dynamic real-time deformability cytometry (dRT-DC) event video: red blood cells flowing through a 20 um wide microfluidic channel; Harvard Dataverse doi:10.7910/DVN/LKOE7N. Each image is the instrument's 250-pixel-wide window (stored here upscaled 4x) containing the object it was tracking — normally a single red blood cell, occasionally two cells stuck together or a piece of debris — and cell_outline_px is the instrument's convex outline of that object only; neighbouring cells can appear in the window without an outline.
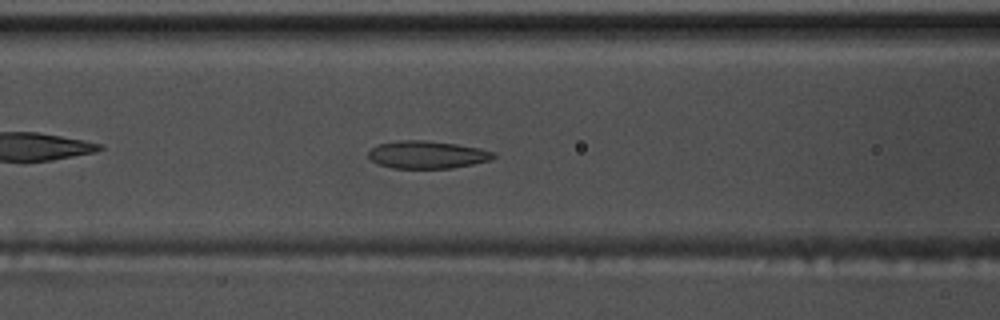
{"species": "common noctule bat (a hibernating species)", "species_latin": "Nyctalus noctula", "temperature_condition": "warm", "stored_images_in_passage": 42, "camera_frame_rate_fps": 3000, "um_per_image_px": 0.085, "animal": {"sex": "male", "body_mass_g": 17.5, "forearm_length_mm": 52.3}, "frame": {"image": 1, "passage_image": 10, "time_ms": 3.0, "image_size_px": [1000, 320], "cell_outline_px": [[496, 156], [488, 160], [472, 164], [452, 168], [392, 168], [380, 164], [372, 160], [368, 156], [368, 152], [376, 144], [396, 140], [424, 140], [456, 144], [480, 148], [496, 152]], "centroid_in_image_um": [36.3, 13.14], "position_along_channel_um": 130.3, "area_um2": 20.11}}
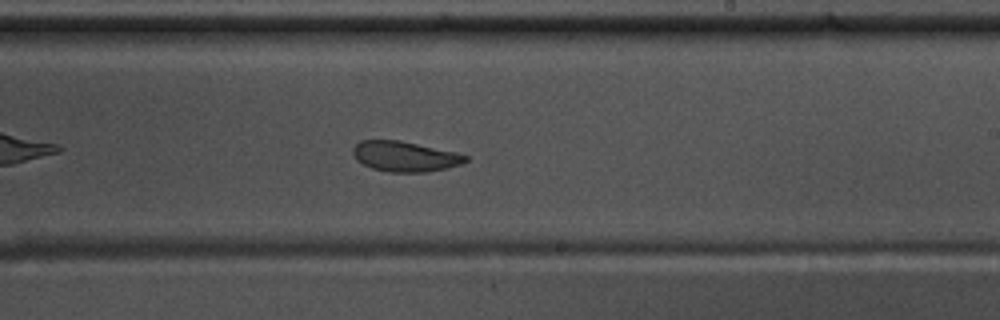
{"frame": {"image": 2, "passage_image": 20, "time_ms": 6.333, "image_size_px": [1000, 320], "cell_outline_px": [[468, 160], [460, 164], [448, 168], [428, 172], [388, 172], [372, 168], [356, 160], [352, 152], [352, 148], [360, 140], [400, 140], [456, 152], [468, 156]], "centroid_in_image_um": [34.41, 13.29], "position_along_channel_um": 254.6, "area_um2": 19.94}}
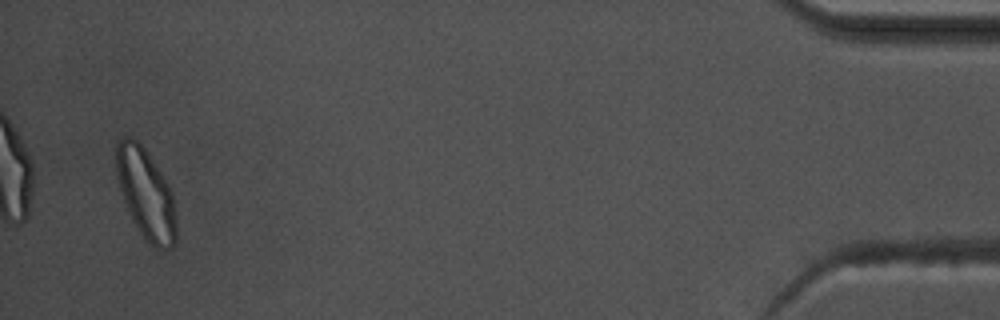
{"frame": {"image": 3, "passage_image": 40, "time_ms": 13.0, "image_size_px": [1000, 320], "cell_outline_px": [[176, 244], [172, 248], [152, 248], [144, 240], [132, 220], [128, 212], [120, 192], [116, 176], [116, 140], [124, 136], [128, 136], [136, 140], [144, 148], [168, 184], [172, 192], [176, 212]], "centroid_in_image_um": [12.39, 16.52], "position_along_channel_um": 422.8, "area_um2": 31.96}, "authors_computed_cell_mechanics": {"area_um2": 20.8947, "velocity_mm_per_s": 3.7505, "shape_relaxation_time_tau1_ms": 5.6011, "shape_relaxation_time_tau2_ms": 1.2945, "deformation_change_tau1": 0.1532, "deformation_change_tau2": 0.0667}}